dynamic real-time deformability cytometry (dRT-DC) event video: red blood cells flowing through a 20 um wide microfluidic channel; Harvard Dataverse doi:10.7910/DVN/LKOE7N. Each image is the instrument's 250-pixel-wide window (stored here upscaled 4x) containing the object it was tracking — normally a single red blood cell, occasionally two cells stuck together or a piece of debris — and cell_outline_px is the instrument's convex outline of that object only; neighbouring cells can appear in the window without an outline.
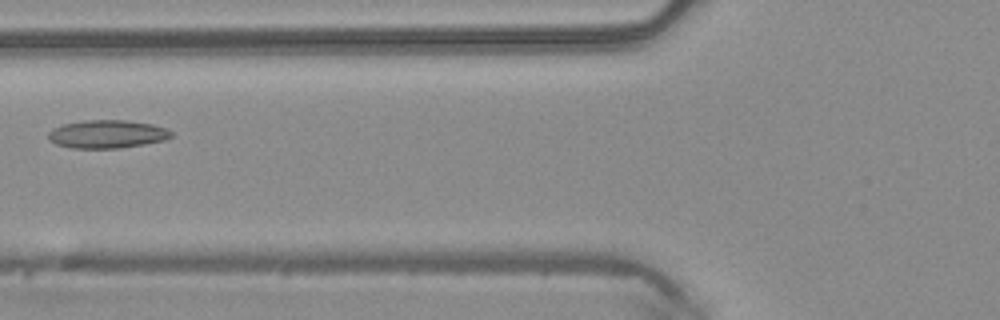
{"species": "common noctule bat (a hibernating species)", "species_latin": "Nyctalus noctula", "temperature_condition": "warm", "stored_images_in_passage": 6, "camera_frame_rate_fps": 3000, "um_per_image_px": 0.085, "animal": {"sex": "male", "body_mass_g": 20.4}, "frame": {"image": 1, "passage_image": 5, "time_ms": 1.333, "image_size_px": [1000, 320], "cell_outline_px": [[172, 136], [164, 140], [144, 144], [120, 148], [72, 148], [56, 144], [48, 140], [48, 132], [52, 128], [64, 124], [84, 120], [128, 120], [152, 124], [164, 128], [172, 132]], "centroid_in_image_um": [9.08, 11.4], "position_along_channel_um": 116.7, "area_um2": 20.17}}
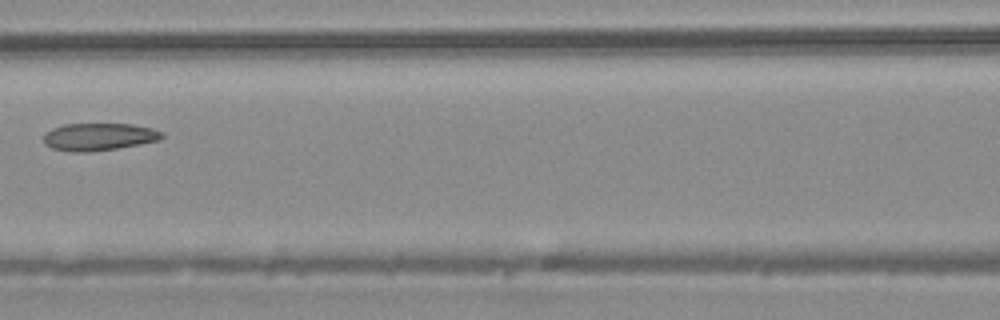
{"frame": {"image": 2, "passage_image": 6, "time_ms": 1.667, "image_size_px": [1000, 320], "cell_outline_px": [[164, 136], [160, 140], [140, 144], [92, 152], [72, 152], [52, 148], [44, 144], [44, 132], [52, 128], [64, 124], [132, 124], [152, 128], [164, 132]], "centroid_in_image_um": [8.4, 11.62], "position_along_channel_um": 158.2, "area_um2": 19.07}}